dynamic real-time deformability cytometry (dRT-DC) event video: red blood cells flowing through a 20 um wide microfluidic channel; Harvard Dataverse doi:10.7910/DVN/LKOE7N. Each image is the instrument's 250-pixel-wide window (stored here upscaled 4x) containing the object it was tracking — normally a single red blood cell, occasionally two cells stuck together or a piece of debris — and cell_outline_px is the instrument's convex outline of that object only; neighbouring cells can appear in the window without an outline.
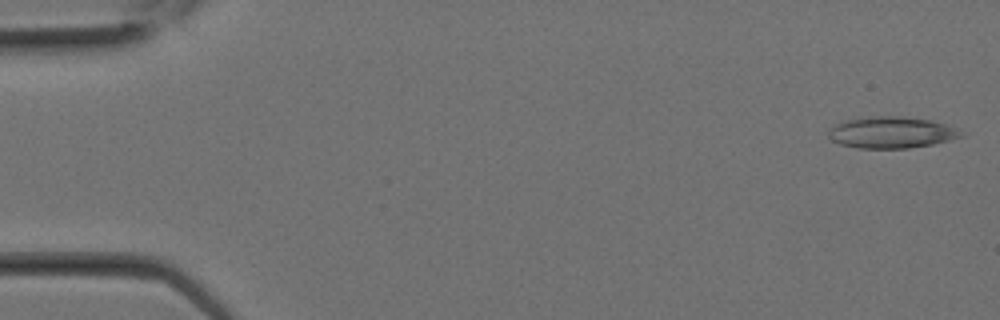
{"species": "Egyptian fruit bat (a non-hibernating species)", "species_latin": "Rousettus aegyptiacus", "temperature_condition": "room temperature", "stored_images_in_passage": 9, "camera_frame_rate_fps": 3000, "um_per_image_px": 0.085, "animal": {"sex": "female"}, "frame": {"image": 1, "passage_image": 1, "time_ms": 0.0, "image_size_px": [1000, 320], "cell_outline_px": [[964, 136], [932, 144], [908, 148], [856, 148], [840, 144], [832, 140], [828, 136], [828, 132], [836, 124], [848, 120], [872, 116], [896, 116], [932, 120], [944, 124], [960, 132]], "centroid_in_image_um": [75.73, 11.26], "position_along_channel_um": 9.3, "area_um2": 23.87}}
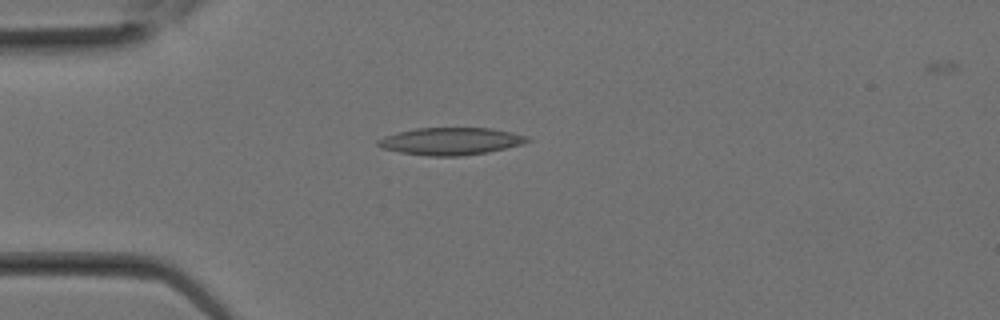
{"frame": {"image": 2, "passage_image": 7, "time_ms": 2.0, "image_size_px": [1000, 320], "cell_outline_px": [[532, 140], [520, 144], [488, 152], [460, 156], [428, 156], [400, 152], [384, 148], [376, 144], [376, 140], [384, 136], [416, 128], [492, 128], [512, 132], [528, 136]], "centroid_in_image_um": [38.32, 12.0], "position_along_channel_um": 46.7, "area_um2": 23.64}}